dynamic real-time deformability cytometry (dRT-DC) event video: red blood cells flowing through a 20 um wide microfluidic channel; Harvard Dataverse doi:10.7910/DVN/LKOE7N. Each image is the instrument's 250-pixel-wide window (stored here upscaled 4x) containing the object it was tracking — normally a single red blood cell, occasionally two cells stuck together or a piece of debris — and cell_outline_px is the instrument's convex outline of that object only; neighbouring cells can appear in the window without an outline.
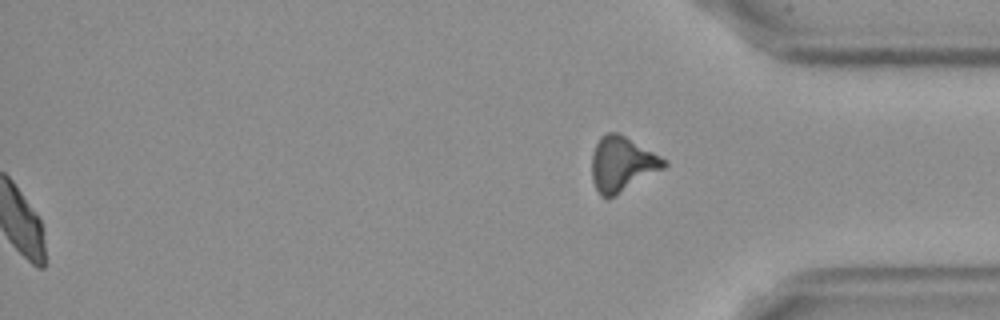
{"species": "Egyptian fruit bat (a non-hibernating species)", "species_latin": "Rousettus aegyptiacus", "temperature_condition": "cold", "stored_images_in_passage": 39, "segment_of_instrument_passage": [2, 2], "camera_frame_rate_fps": 3000, "um_per_image_px": 0.085, "frame": {"image": 1, "passage_image": 39, "time_ms": 12.667, "image_size_px": [1000, 320], "cell_outline_px": [[668, 164], [664, 168], [608, 200], [600, 196], [592, 180], [592, 152], [600, 136], [608, 132], [620, 132], [668, 160]], "centroid_in_image_um": [52.87, 13.94], "position_along_channel_um": 382.3, "area_um2": 23.41}}